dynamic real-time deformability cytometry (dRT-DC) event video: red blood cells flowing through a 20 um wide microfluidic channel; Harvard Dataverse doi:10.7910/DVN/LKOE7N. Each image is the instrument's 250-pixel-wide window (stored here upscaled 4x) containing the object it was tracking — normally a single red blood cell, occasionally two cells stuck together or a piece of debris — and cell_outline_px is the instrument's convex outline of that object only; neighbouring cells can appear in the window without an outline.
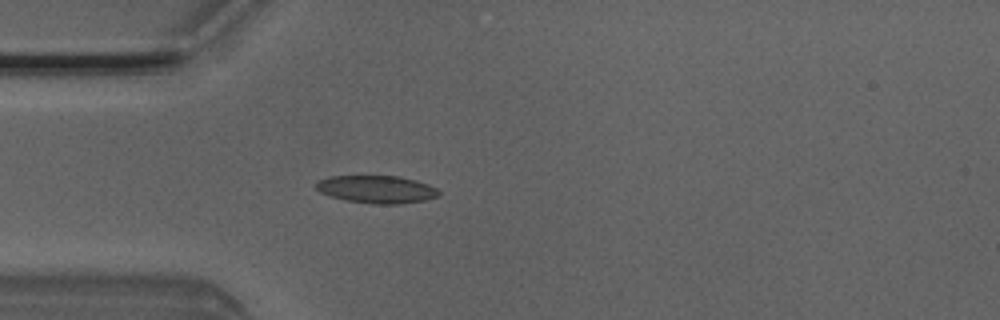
{"species": "Egyptian fruit bat (a non-hibernating species)", "species_latin": "Rousettus aegyptiacus", "temperature_condition": "room temperature", "stored_images_in_passage": 4, "camera_frame_rate_fps": 3000, "um_per_image_px": 0.085, "animal": {"sex": "male"}, "frame": {"image": 1, "passage_image": 4, "time_ms": 1.0, "image_size_px": [1000, 320], "cell_outline_px": [[440, 196], [424, 200], [396, 204], [372, 204], [348, 200], [328, 196], [320, 192], [316, 188], [316, 180], [328, 176], [400, 176], [416, 180], [428, 184], [436, 188], [440, 192]], "centroid_in_image_um": [32.0, 16.08], "position_along_channel_um": 53.0, "area_um2": 19.88}}